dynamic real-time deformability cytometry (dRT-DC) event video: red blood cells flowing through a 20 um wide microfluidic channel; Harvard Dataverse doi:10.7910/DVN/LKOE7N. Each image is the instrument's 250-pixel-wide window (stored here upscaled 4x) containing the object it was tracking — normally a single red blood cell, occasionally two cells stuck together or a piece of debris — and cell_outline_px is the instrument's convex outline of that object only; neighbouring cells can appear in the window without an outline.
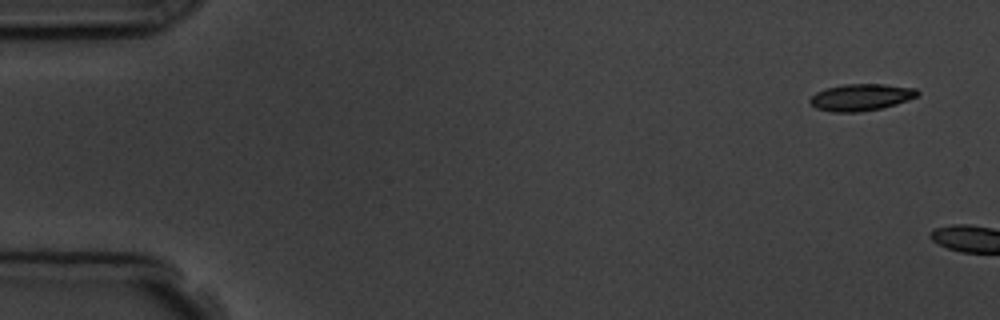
{"species": "common noctule bat (a hibernating species)", "species_latin": "Nyctalus noctula", "temperature_condition": "room temperature", "stored_images_in_passage": 2, "camera_frame_rate_fps": 3000, "um_per_image_px": 0.085, "animal": {"sex": "male", "body_mass_g": 19.5, "forearm_length_mm": 54.6}, "frame": {"image": 1, "passage_image": 1, "time_ms": 0.0, "image_size_px": [1000, 320], "cell_outline_px": [[920, 92], [916, 96], [908, 100], [896, 104], [880, 108], [860, 112], [832, 112], [816, 108], [808, 100], [816, 92], [824, 88], [844, 84], [884, 84], [916, 88]], "centroid_in_image_um": [73.17, 8.26], "position_along_channel_um": 11.8, "area_um2": 16.82}}